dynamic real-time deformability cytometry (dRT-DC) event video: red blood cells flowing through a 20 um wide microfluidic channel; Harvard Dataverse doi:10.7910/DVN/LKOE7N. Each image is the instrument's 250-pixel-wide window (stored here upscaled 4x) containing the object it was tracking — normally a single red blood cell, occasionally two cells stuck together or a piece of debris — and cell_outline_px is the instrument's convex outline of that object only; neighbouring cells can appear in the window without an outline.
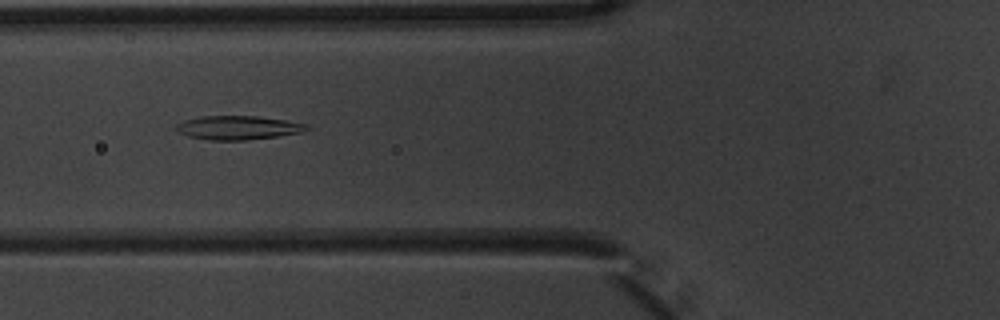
{"species": "common noctule bat (a hibernating species)", "species_latin": "Nyctalus noctula", "temperature_condition": "warm", "stored_images_in_passage": 7, "camera_frame_rate_fps": 3000, "um_per_image_px": 0.085, "animal": {"sex": "male", "body_mass_g": 20.1, "forearm_length_mm": 53.5}, "frame": {"image": 1, "passage_image": 5, "time_ms": 1.333, "image_size_px": [1000, 320], "cell_outline_px": [[308, 128], [304, 132], [248, 140], [208, 140], [188, 136], [180, 132], [176, 128], [176, 124], [184, 120], [200, 116], [256, 116], [288, 120], [308, 124]], "centroid_in_image_um": [20.25, 10.85], "position_along_channel_um": 105.5, "area_um2": 18.15}}
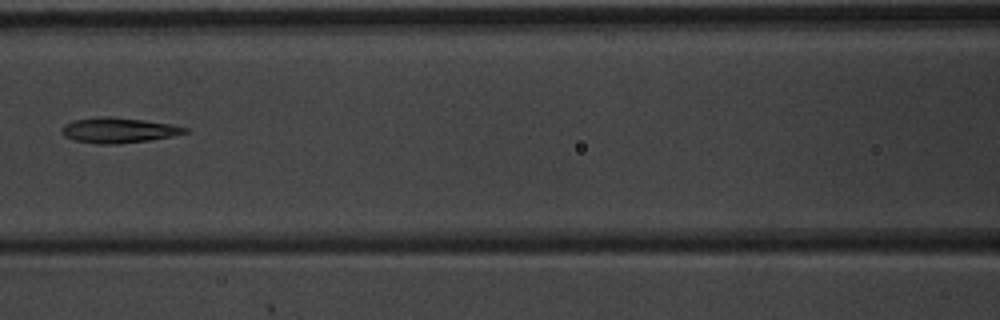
{"frame": {"image": 2, "passage_image": 6, "time_ms": 1.667, "image_size_px": [1000, 320], "cell_outline_px": [[188, 132], [172, 136], [148, 140], [120, 144], [100, 144], [72, 140], [64, 136], [60, 132], [60, 128], [64, 124], [72, 120], [104, 116], [108, 116], [144, 120], [172, 124], [188, 128]], "centroid_in_image_um": [10.02, 11.07], "position_along_channel_um": 156.6, "area_um2": 18.26}}
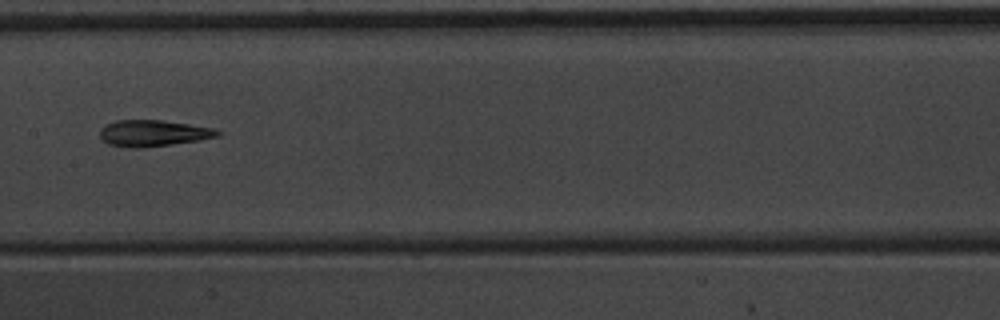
{"frame": {"image": 3, "passage_image": 7, "time_ms": 2.0, "image_size_px": [1000, 320], "cell_outline_px": [[224, 132], [220, 136], [200, 140], [144, 148], [128, 148], [108, 144], [100, 136], [100, 128], [116, 120], [160, 120], [216, 128]], "centroid_in_image_um": [13.07, 11.33], "position_along_channel_um": 194.3, "area_um2": 18.21}}